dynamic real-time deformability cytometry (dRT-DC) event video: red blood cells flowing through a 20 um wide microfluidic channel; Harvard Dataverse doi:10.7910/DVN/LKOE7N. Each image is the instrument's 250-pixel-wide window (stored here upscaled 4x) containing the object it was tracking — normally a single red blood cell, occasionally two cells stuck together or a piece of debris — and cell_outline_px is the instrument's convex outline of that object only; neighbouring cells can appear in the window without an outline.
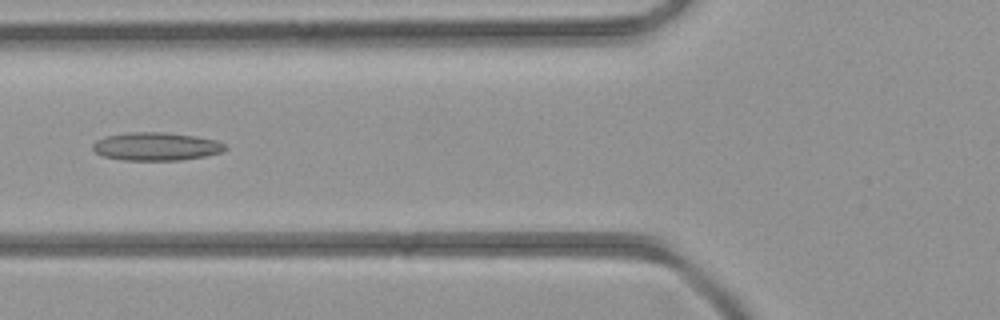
{"species": "common noctule bat (a hibernating species)", "species_latin": "Nyctalus noctula", "temperature_condition": "room temperature", "stored_images_in_passage": 35, "camera_frame_rate_fps": 3000, "um_per_image_px": 0.085, "animal": {"sex": "female", "body_mass_g": 21.9}, "frame": {"image": 1, "passage_image": 7, "time_ms": 2.0, "image_size_px": [1000, 320], "cell_outline_px": [[228, 148], [220, 152], [204, 156], [180, 160], [124, 160], [104, 156], [96, 152], [92, 148], [92, 144], [96, 140], [104, 136], [124, 132], [164, 132], [196, 136], [216, 140], [224, 144]], "centroid_in_image_um": [13.24, 12.43], "position_along_channel_um": 112.6, "area_um2": 21.73}}
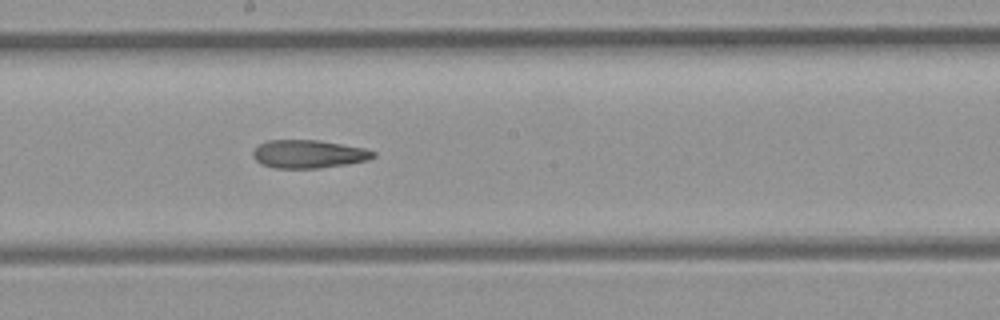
{"frame": {"image": 2, "passage_image": 14, "time_ms": 4.333, "image_size_px": [1000, 320], "cell_outline_px": [[376, 156], [368, 160], [348, 164], [320, 168], [276, 168], [260, 164], [252, 156], [252, 152], [260, 144], [268, 140], [320, 140], [364, 148], [376, 152]], "centroid_in_image_um": [26.24, 13.09], "position_along_channel_um": 222.0, "area_um2": 19.83}}
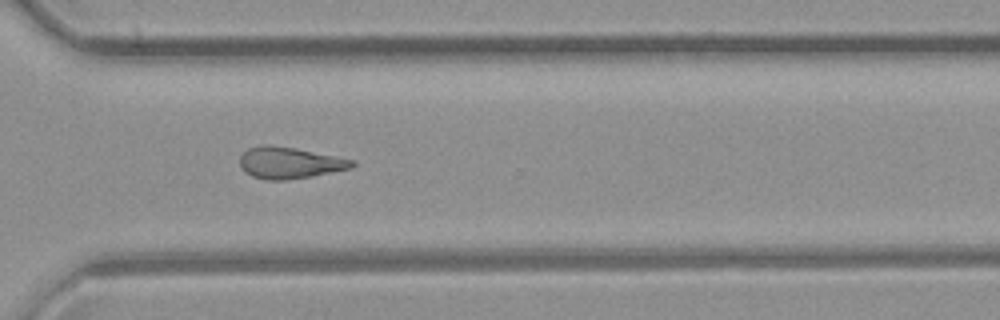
{"frame": {"image": 3, "passage_image": 22, "time_ms": 7.0, "image_size_px": [1000, 320], "cell_outline_px": [[356, 164], [352, 168], [312, 176], [284, 180], [268, 180], [252, 176], [244, 172], [240, 164], [240, 156], [248, 148], [260, 144], [268, 144], [296, 148], [356, 160]], "centroid_in_image_um": [24.62, 13.83], "position_along_channel_um": 346.0, "area_um2": 20.75}}